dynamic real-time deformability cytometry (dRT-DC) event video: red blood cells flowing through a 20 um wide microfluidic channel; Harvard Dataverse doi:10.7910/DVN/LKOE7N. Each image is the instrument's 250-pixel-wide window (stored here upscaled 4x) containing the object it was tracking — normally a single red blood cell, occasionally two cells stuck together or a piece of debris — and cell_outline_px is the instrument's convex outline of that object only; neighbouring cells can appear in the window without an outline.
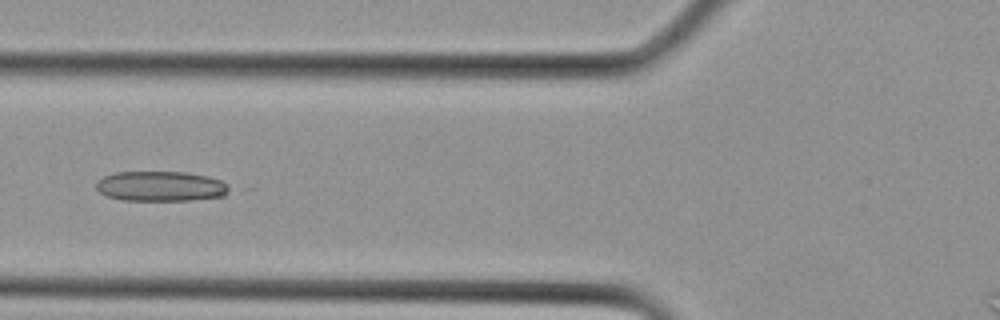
{"species": "Egyptian fruit bat (a non-hibernating species)", "species_latin": "Rousettus aegyptiacus", "temperature_condition": "cold", "stored_images_in_passage": 9, "camera_frame_rate_fps": 3000, "um_per_image_px": 0.085, "animal": {"sex": "female"}, "frame": {"image": 1, "passage_image": 6, "time_ms": 1.667, "image_size_px": [1000, 320], "cell_outline_px": [[228, 192], [224, 196], [192, 200], [120, 200], [108, 196], [100, 192], [96, 188], [96, 180], [104, 176], [116, 172], [184, 172], [208, 176], [220, 180], [228, 184]], "centroid_in_image_um": [13.65, 15.83], "position_along_channel_um": 112.2, "area_um2": 23.29}}
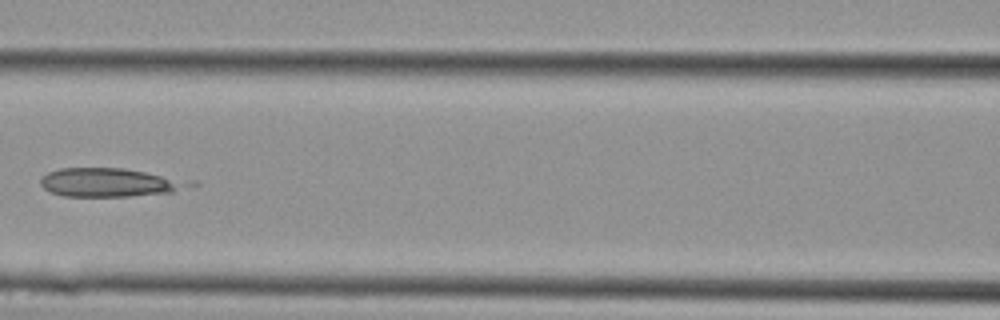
{"frame": {"image": 2, "passage_image": 8, "time_ms": 2.333, "image_size_px": [1000, 320], "cell_outline_px": [[200, 184], [172, 192], [128, 196], [64, 196], [52, 192], [44, 188], [40, 184], [40, 180], [48, 172], [60, 168], [120, 168], [196, 180]], "centroid_in_image_um": [9.43, 15.5], "position_along_channel_um": 157.2, "area_um2": 24.97}}